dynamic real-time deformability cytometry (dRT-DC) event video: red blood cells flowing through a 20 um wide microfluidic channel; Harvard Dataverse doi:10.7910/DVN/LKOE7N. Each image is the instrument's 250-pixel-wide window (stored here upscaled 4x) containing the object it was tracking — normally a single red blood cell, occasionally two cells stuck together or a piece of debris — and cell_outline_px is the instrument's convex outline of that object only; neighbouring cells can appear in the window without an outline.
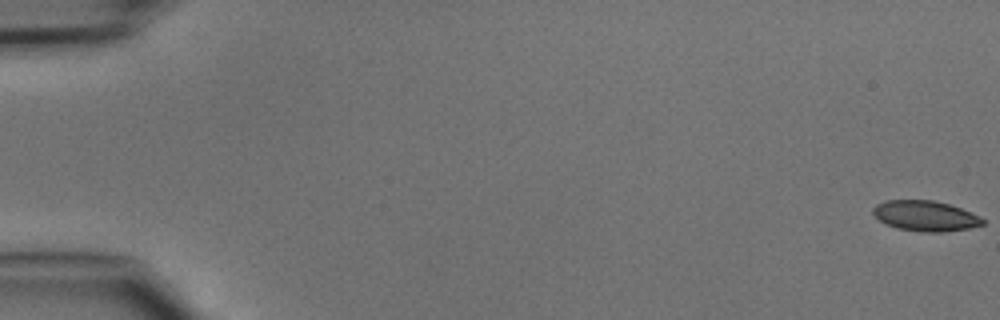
{"species": "common noctule bat (a hibernating species)", "species_latin": "Nyctalus noctula", "temperature_condition": "cold", "stored_images_in_passage": 48, "camera_frame_rate_fps": 3000, "um_per_image_px": 0.085, "animal": {"sex": "male", "body_mass_g": 15.6}, "frame": {"image": 1, "passage_image": 1, "time_ms": 0.0, "image_size_px": [1000, 320], "cell_outline_px": [[984, 224], [968, 228], [944, 232], [920, 232], [896, 228], [880, 220], [872, 212], [872, 208], [876, 204], [884, 200], [932, 200], [948, 204], [960, 208], [980, 216], [984, 220]], "centroid_in_image_um": [78.64, 18.35], "position_along_channel_um": 6.4, "area_um2": 19.36}}
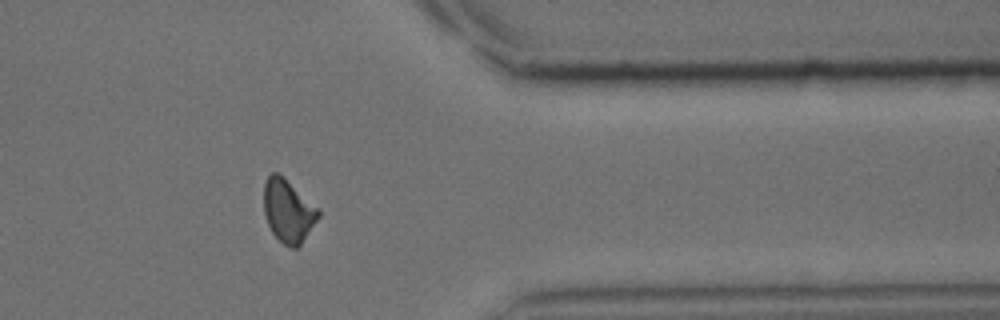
{"frame": {"image": 2, "passage_image": 40, "time_ms": 13.0, "image_size_px": [1000, 320], "cell_outline_px": [[320, 216], [300, 244], [296, 248], [292, 248], [284, 244], [272, 232], [264, 216], [264, 184], [268, 176], [272, 172], [276, 172], [284, 176], [320, 208]], "centroid_in_image_um": [24.5, 17.88], "position_along_channel_um": 386.9, "area_um2": 20.11}}
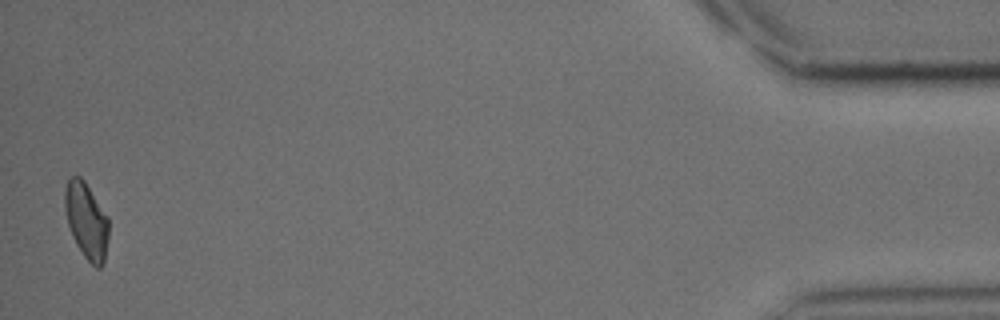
{"frame": {"image": 3, "passage_image": 48, "time_ms": 15.667, "image_size_px": [1000, 320], "cell_outline_px": [[108, 240], [104, 260], [100, 268], [96, 268], [84, 256], [76, 244], [72, 236], [68, 224], [64, 208], [64, 188], [68, 180], [72, 176], [80, 176], [84, 180], [108, 216]], "centroid_in_image_um": [7.34, 18.74], "position_along_channel_um": 427.9, "area_um2": 19.48}}